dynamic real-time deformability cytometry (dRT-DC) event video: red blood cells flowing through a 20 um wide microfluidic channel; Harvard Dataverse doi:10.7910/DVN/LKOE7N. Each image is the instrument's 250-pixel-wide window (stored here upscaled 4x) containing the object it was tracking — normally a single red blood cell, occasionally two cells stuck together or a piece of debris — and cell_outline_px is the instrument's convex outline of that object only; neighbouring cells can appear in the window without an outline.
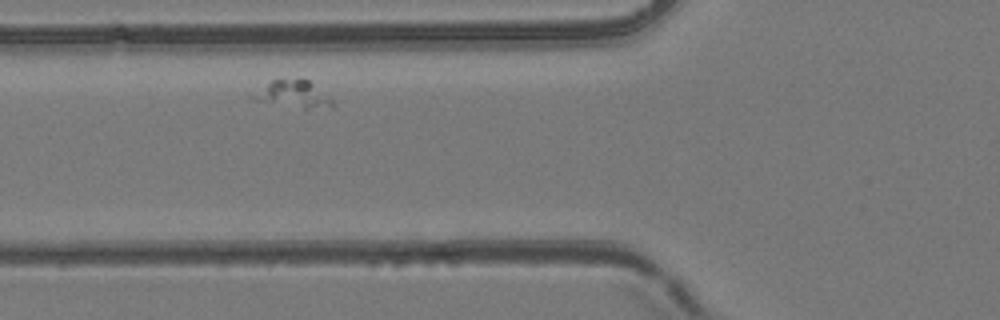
{"species": "common noctule bat (a hibernating species)", "species_latin": "Nyctalus noctula", "temperature_condition": "room temperature", "stored_images_in_passage": 3, "camera_frame_rate_fps": 3000, "um_per_image_px": 0.085, "animal": {"sex": "female", "body_mass_g": 24.6, "forearm_length_mm": 56.2}, "frame": {"image": 1, "passage_image": 2, "time_ms": 0.333, "image_size_px": [1000, 320], "cell_outline_px": [[336, 104], [332, 108], [304, 108], [252, 100], [252, 96], [272, 80], [300, 76], [308, 80], [328, 96]], "centroid_in_image_um": [24.99, 7.98], "position_along_channel_um": 100.8, "area_um2": 12.48}}
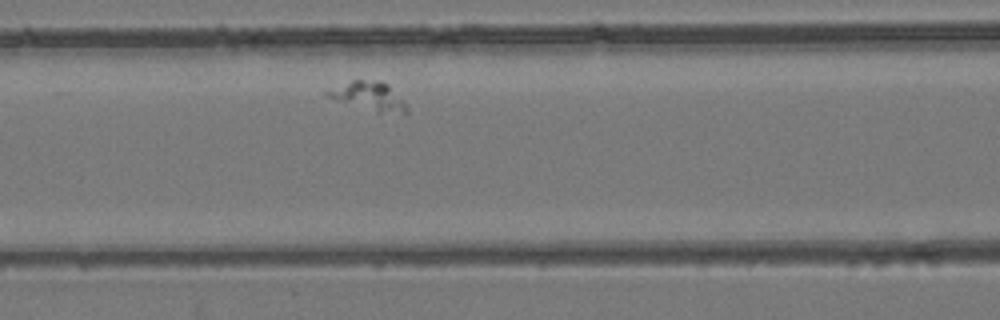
{"frame": {"image": 2, "passage_image": 3, "time_ms": 0.667, "image_size_px": [1000, 320], "cell_outline_px": [[408, 112], [380, 112], [340, 100], [328, 96], [324, 92], [352, 80], [380, 80], [388, 84], [404, 100], [408, 108]], "centroid_in_image_um": [31.43, 8.13], "position_along_channel_um": 135.2, "area_um2": 12.54}}